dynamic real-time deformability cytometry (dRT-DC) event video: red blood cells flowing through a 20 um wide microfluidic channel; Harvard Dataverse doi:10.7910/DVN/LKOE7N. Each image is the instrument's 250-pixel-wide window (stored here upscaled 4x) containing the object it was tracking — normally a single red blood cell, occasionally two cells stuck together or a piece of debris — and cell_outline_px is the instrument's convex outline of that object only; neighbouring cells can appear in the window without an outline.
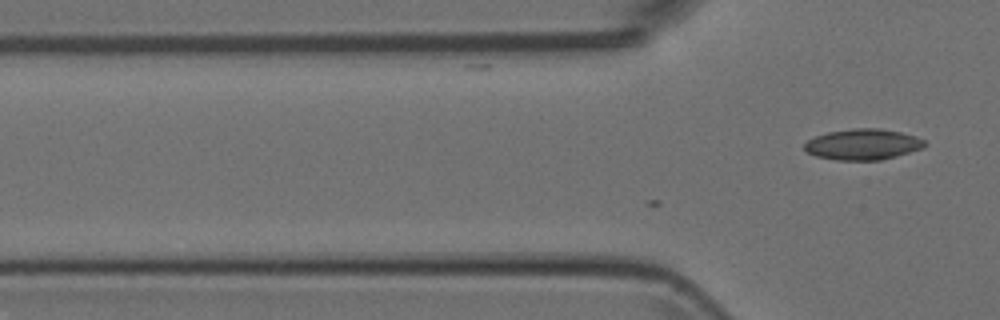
{"species": "Egyptian fruit bat (a non-hibernating species)", "species_latin": "Rousettus aegyptiacus", "temperature_condition": "room temperature", "stored_images_in_passage": 10, "camera_frame_rate_fps": 3000, "um_per_image_px": 0.085, "animal": {"sex": "female"}, "frame": {"image": 1, "passage_image": 10, "time_ms": 3.0, "image_size_px": [1000, 320], "cell_outline_px": [[928, 144], [924, 148], [896, 156], [880, 160], [836, 160], [816, 156], [808, 152], [804, 148], [804, 144], [808, 140], [816, 136], [828, 132], [852, 128], [880, 128], [900, 132], [916, 136], [924, 140]], "centroid_in_image_um": [73.37, 12.27], "position_along_channel_um": 52.4, "area_um2": 21.68}}